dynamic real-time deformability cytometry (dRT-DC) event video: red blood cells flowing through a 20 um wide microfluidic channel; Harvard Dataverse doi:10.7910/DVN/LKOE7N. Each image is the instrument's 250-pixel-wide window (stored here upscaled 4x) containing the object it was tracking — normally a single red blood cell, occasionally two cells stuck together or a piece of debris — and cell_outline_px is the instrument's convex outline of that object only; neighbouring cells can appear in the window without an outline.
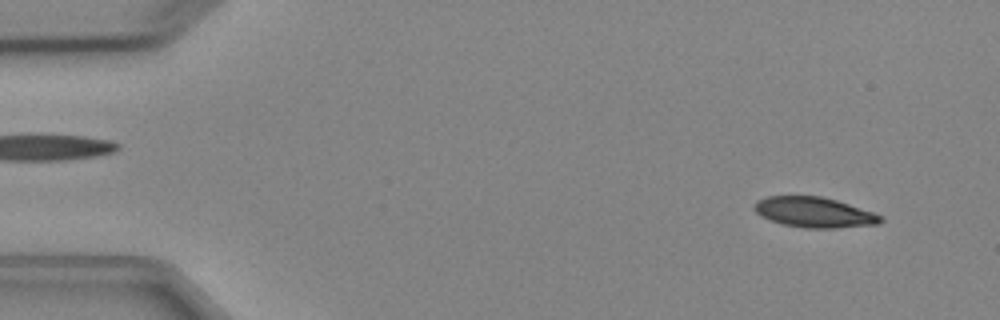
{"species": "Egyptian fruit bat (a non-hibernating species)", "species_latin": "Rousettus aegyptiacus", "temperature_condition": "cold", "stored_images_in_passage": 3, "camera_frame_rate_fps": 3000, "um_per_image_px": 0.085, "animal": {"sex": "female"}, "frame": {"image": 1, "passage_image": 1, "time_ms": 0.0, "image_size_px": [1000, 320], "cell_outline_px": [[884, 220], [880, 224], [836, 228], [804, 228], [784, 224], [760, 216], [752, 208], [752, 204], [756, 200], [768, 196], [820, 196], [836, 200], [884, 216]], "centroid_in_image_um": [69.2, 18.05], "position_along_channel_um": 15.8, "area_um2": 22.37}}
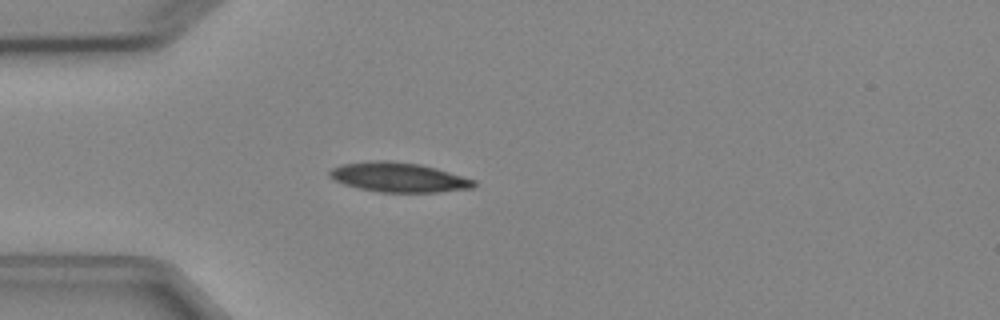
{"frame": {"image": 2, "passage_image": 3, "time_ms": 3.333, "image_size_px": [1000, 320], "cell_outline_px": [[476, 184], [472, 188], [436, 192], [380, 192], [360, 188], [344, 184], [328, 176], [328, 172], [332, 168], [340, 164], [372, 160], [388, 160], [420, 164], [436, 168], [476, 180]], "centroid_in_image_um": [33.87, 15.06], "position_along_channel_um": 51.1, "area_um2": 24.85}}